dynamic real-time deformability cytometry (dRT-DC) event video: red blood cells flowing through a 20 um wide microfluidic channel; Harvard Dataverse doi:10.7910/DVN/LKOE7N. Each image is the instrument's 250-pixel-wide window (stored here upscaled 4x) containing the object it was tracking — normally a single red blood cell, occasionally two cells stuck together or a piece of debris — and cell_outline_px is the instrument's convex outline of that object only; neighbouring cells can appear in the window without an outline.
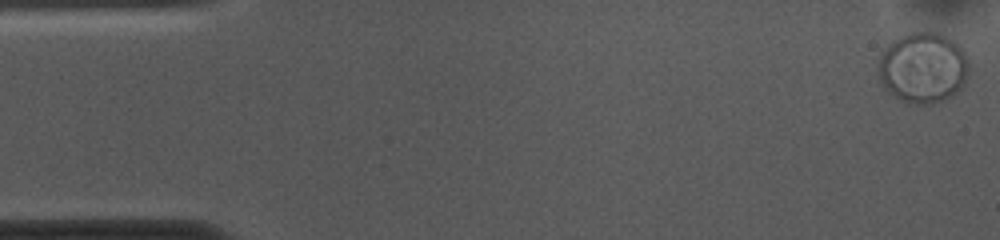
{"species": "common noctule bat (a hibernating species)", "species_latin": "Nyctalus noctula", "temperature_condition": "cold", "stored_images_in_passage": 54, "camera_frame_rate_fps": 3000, "um_per_image_px": 0.085, "animal": {"sex": "female", "body_mass_g": 10.0, "forearm_length_mm": 53.1}, "frame": {"image": 1, "passage_image": 1, "time_ms": 0.0, "image_size_px": [1000, 240], "cell_outline_px": [[968, 72], [964, 84], [952, 96], [944, 100], [932, 104], [916, 104], [900, 100], [888, 92], [884, 88], [880, 80], [880, 56], [888, 44], [892, 40], [912, 32], [936, 32], [952, 40], [964, 52], [968, 60]], "centroid_in_image_um": [78.46, 5.77], "position_along_channel_um": 6.5, "area_um2": 37.11}}
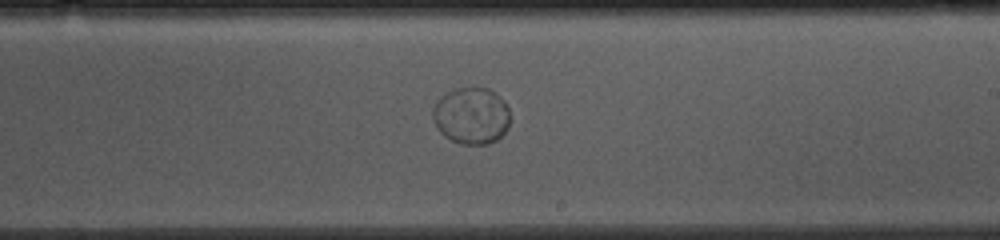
{"frame": {"image": 2, "passage_image": 31, "time_ms": 10.0, "image_size_px": [1000, 240], "cell_outline_px": [[508, 128], [496, 140], [488, 144], [464, 144], [452, 140], [444, 136], [440, 132], [432, 116], [432, 108], [436, 100], [440, 96], [456, 88], [472, 84], [488, 88], [500, 96], [504, 100], [508, 108]], "centroid_in_image_um": [40.05, 9.78], "position_along_channel_um": 249.0, "area_um2": 25.95}}
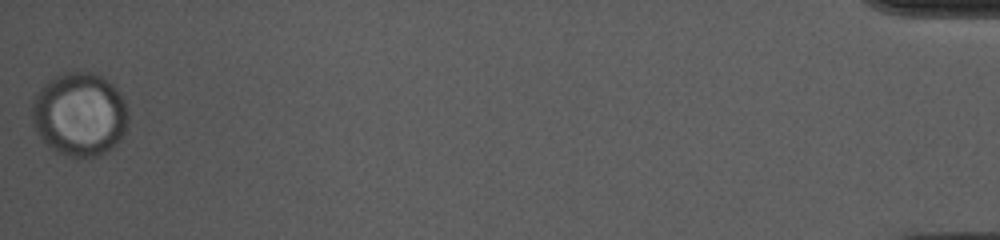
{"frame": {"image": 3, "passage_image": 54, "time_ms": 17.667, "image_size_px": [1000, 240], "cell_outline_px": [[128, 128], [120, 140], [112, 148], [96, 156], [68, 156], [56, 152], [36, 132], [32, 124], [32, 100], [40, 88], [48, 80], [64, 72], [92, 72], [100, 76], [112, 84], [116, 88], [124, 100], [128, 112]], "centroid_in_image_um": [6.77, 9.71], "position_along_channel_um": 428.4, "area_um2": 46.93}}